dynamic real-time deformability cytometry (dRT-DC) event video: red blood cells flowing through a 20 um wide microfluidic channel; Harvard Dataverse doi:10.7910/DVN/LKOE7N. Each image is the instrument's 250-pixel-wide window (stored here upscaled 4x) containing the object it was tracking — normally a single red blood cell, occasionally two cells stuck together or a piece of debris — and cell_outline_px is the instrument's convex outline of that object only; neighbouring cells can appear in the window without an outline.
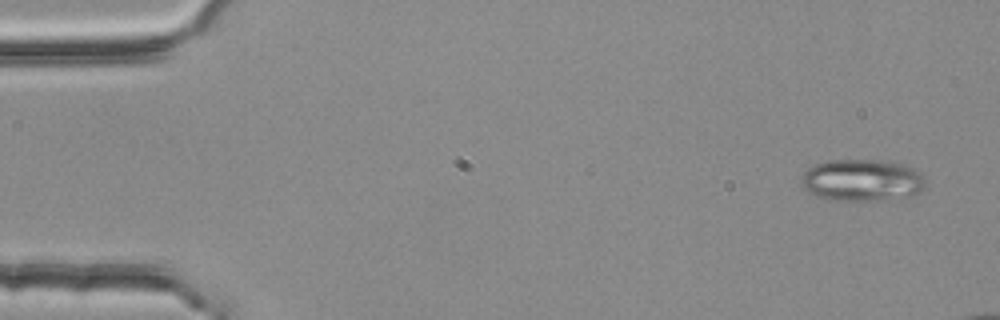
{"species": "common noctule bat (a hibernating species)", "species_latin": "Nyctalus noctula", "temperature_condition": "room temperature", "stored_images_in_passage": 3, "camera_frame_rate_fps": 3000, "um_per_image_px": 0.085, "animal": {"sex": "female", "body_mass_g": 25.1}, "frame": {"image": 1, "passage_image": 1, "time_ms": 0.0, "image_size_px": [1000, 320], "cell_outline_px": [[924, 188], [920, 192], [908, 196], [888, 200], [824, 200], [808, 192], [800, 184], [804, 172], [808, 168], [816, 164], [828, 160], [888, 160], [912, 168], [920, 172], [924, 176]], "centroid_in_image_um": [73.25, 15.32], "position_along_channel_um": 11.7, "area_um2": 30.58}}